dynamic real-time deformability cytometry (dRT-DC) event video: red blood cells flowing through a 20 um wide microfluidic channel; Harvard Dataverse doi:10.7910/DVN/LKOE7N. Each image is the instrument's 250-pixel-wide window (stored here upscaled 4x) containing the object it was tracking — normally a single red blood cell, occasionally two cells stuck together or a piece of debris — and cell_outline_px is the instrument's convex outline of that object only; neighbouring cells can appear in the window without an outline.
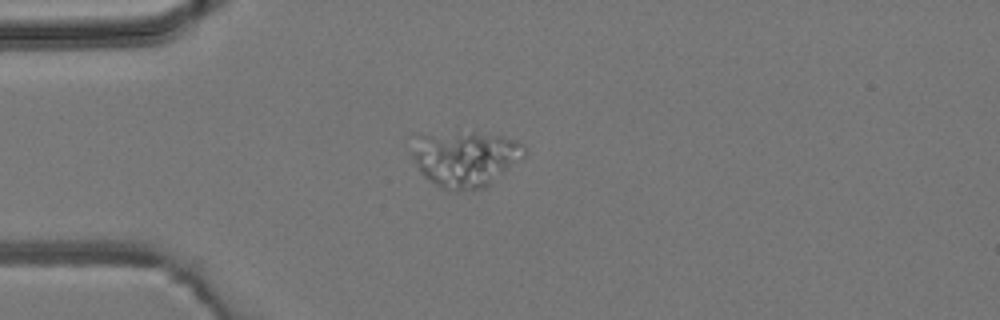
{"species": "common noctule bat (a hibernating species)", "species_latin": "Nyctalus noctula", "temperature_condition": "room temperature", "stored_images_in_passage": 4, "camera_frame_rate_fps": 3000, "um_per_image_px": 0.085, "animal": {"sex": "male", "body_mass_g": 19.2, "forearm_length_mm": 51.8}, "frame": {"image": 1, "passage_image": 3, "time_ms": 2.333, "image_size_px": [1000, 320], "cell_outline_px": [[528, 152], [524, 156], [484, 188], [456, 192], [448, 192], [424, 176], [420, 172], [416, 164], [412, 152], [416, 132], [476, 132], [504, 136], [520, 140], [528, 148]], "centroid_in_image_um": [39.53, 13.44], "position_along_channel_um": 45.5, "area_um2": 37.34}}